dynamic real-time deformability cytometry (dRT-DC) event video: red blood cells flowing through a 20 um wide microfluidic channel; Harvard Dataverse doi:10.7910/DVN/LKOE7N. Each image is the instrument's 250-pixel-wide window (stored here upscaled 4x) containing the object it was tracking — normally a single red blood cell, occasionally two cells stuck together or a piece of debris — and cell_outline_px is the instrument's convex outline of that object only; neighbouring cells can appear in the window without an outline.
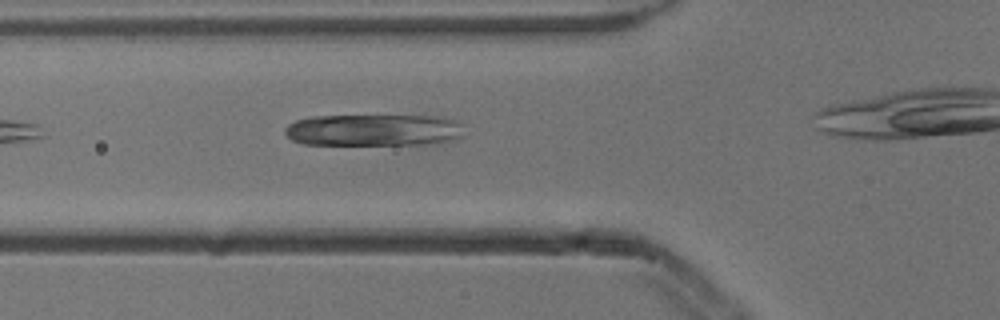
{"species": "common noctule bat (a hibernating species)", "species_latin": "Nyctalus noctula", "temperature_condition": "cold", "stored_images_in_passage": 3, "camera_frame_rate_fps": 3000, "um_per_image_px": 0.085, "animal": {"sex": "male", "body_mass_g": 13.3}, "frame": {"image": 1, "passage_image": 2, "time_ms": 0.333, "image_size_px": [1000, 320], "cell_outline_px": [[464, 136], [452, 140], [436, 144], [304, 144], [292, 140], [284, 132], [284, 128], [288, 124], [296, 120], [312, 116], [444, 116], [456, 120], [464, 124]], "centroid_in_image_um": [31.84, 11.05], "position_along_channel_um": 94.0, "area_um2": 33.64}}